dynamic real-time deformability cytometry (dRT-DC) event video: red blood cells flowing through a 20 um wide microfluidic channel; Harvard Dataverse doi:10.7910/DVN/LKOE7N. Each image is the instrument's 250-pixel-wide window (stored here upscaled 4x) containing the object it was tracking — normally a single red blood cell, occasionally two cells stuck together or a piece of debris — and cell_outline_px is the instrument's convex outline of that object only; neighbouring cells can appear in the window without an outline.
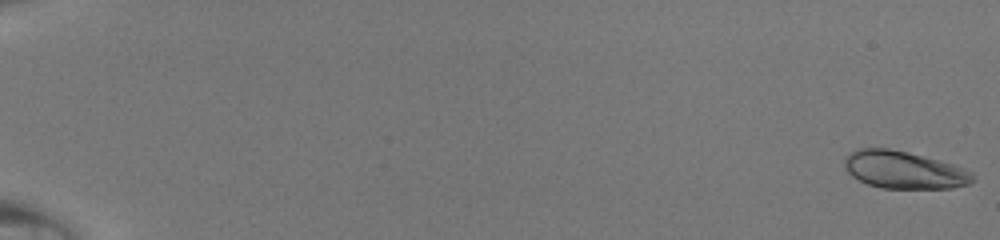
{"species": "human", "species_latin": "Homo sapiens", "temperature_condition": "room temperature", "stored_images_in_passage": 51, "camera_frame_rate_fps": 3000, "um_per_image_px": 0.085, "donor": {"sex": "male"}, "frame": {"image": 1, "passage_image": 1, "time_ms": 0.0, "image_size_px": [1000, 240], "cell_outline_px": [[972, 180], [968, 184], [952, 188], [880, 188], [868, 184], [852, 176], [844, 168], [844, 160], [856, 148], [888, 148], [908, 152], [952, 164], [964, 168], [972, 172]], "centroid_in_image_um": [76.81, 14.44], "position_along_channel_um": 8.2, "area_um2": 27.74}}
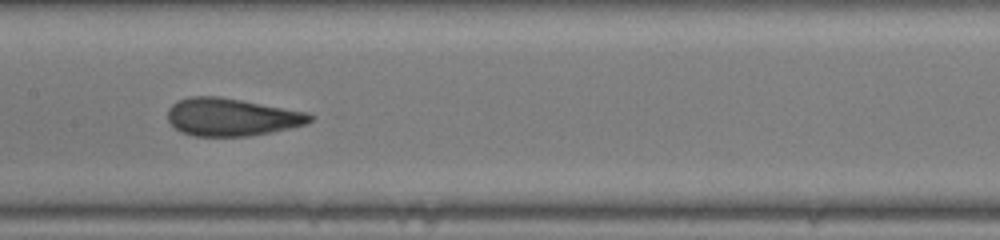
{"frame": {"image": 2, "passage_image": 30, "time_ms": 9.667, "image_size_px": [1000, 240], "cell_outline_px": [[312, 120], [304, 124], [288, 128], [248, 136], [196, 136], [180, 132], [168, 120], [168, 108], [176, 100], [188, 96], [220, 96], [308, 112], [312, 116]], "centroid_in_image_um": [19.63, 9.93], "position_along_channel_um": 187.8, "area_um2": 31.15}}
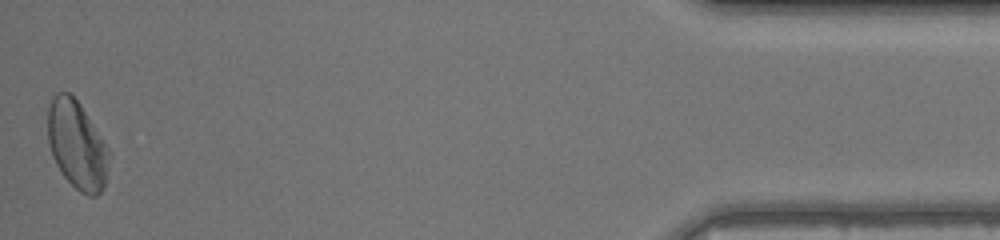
{"frame": {"image": 3, "passage_image": 51, "time_ms": 16.667, "image_size_px": [1000, 240], "cell_outline_px": [[112, 152], [104, 188], [96, 196], [88, 196], [80, 192], [60, 172], [52, 156], [48, 140], [48, 108], [52, 96], [56, 92], [68, 92], [80, 104]], "centroid_in_image_um": [6.57, 12.34], "position_along_channel_um": 428.6, "area_um2": 31.79}}